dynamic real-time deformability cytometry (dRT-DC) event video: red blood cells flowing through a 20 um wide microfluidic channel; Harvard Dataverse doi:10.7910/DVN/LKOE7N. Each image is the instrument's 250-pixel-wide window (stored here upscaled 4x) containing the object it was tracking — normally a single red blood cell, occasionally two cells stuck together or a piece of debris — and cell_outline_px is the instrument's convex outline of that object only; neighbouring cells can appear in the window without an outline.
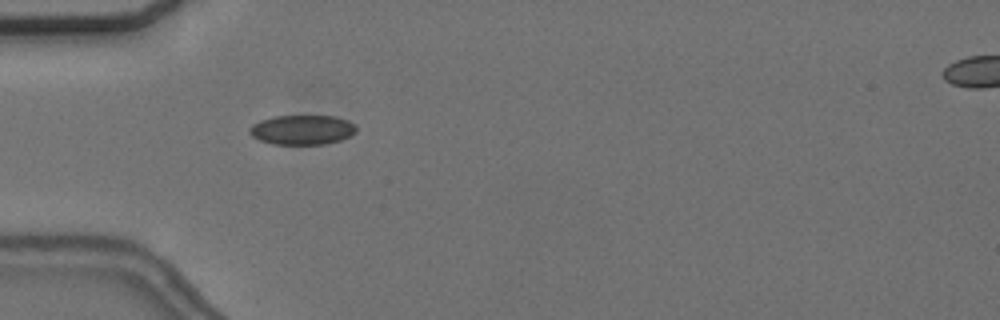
{"species": "common noctule bat (a hibernating species)", "species_latin": "Nyctalus noctula", "temperature_condition": "cold", "stored_images_in_passage": 57, "camera_frame_rate_fps": 3000, "um_per_image_px": 0.085, "animal": {"sex": "female", "body_mass_g": 24.6, "forearm_length_mm": 56.2}, "frame": {"image": 1, "passage_image": 18, "time_ms": 5.667, "image_size_px": [1000, 320], "cell_outline_px": [[356, 132], [340, 140], [324, 144], [272, 144], [260, 140], [252, 136], [248, 132], [248, 128], [252, 124], [260, 120], [272, 116], [336, 116], [348, 120], [356, 124]], "centroid_in_image_um": [25.67, 11.02], "position_along_channel_um": 59.3, "area_um2": 18.55}}
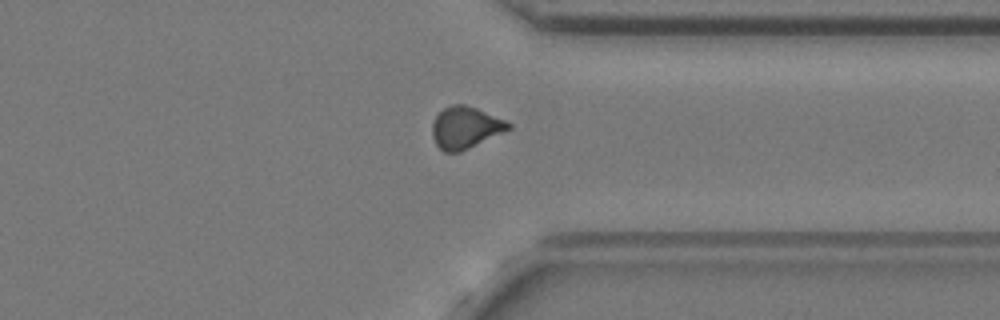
{"frame": {"image": 2, "passage_image": 44, "time_ms": 14.333, "image_size_px": [1000, 320], "cell_outline_px": [[512, 128], [504, 132], [460, 152], [444, 152], [436, 144], [432, 136], [432, 124], [436, 116], [444, 108], [452, 104], [464, 104], [476, 108], [504, 120], [512, 124]], "centroid_in_image_um": [39.55, 10.85], "position_along_channel_um": 371.9, "area_um2": 18.44}}
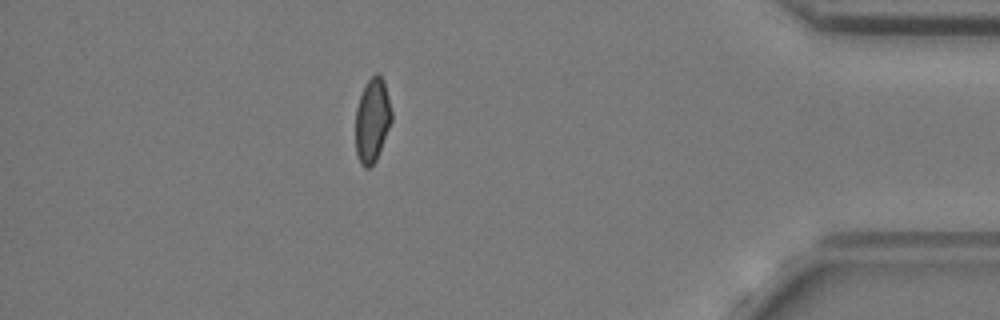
{"frame": {"image": 3, "passage_image": 50, "time_ms": 16.333, "image_size_px": [1000, 320], "cell_outline_px": [[392, 120], [376, 160], [368, 168], [364, 168], [360, 164], [356, 152], [356, 108], [364, 84], [376, 72], [384, 80], [392, 112]], "centroid_in_image_um": [31.64, 10.21], "position_along_channel_um": 403.6, "area_um2": 17.63}, "authors_computed_cell_mechanics": {"area_um2": 18.4382, "velocity_mm_per_s": 3.6672, "shape_relaxation_time_tau1_ms": null, "shape_relaxation_time_tau2_ms": 1.6472, "deformation_change_tau1": null, "deformation_change_tau2": 0.0537}}